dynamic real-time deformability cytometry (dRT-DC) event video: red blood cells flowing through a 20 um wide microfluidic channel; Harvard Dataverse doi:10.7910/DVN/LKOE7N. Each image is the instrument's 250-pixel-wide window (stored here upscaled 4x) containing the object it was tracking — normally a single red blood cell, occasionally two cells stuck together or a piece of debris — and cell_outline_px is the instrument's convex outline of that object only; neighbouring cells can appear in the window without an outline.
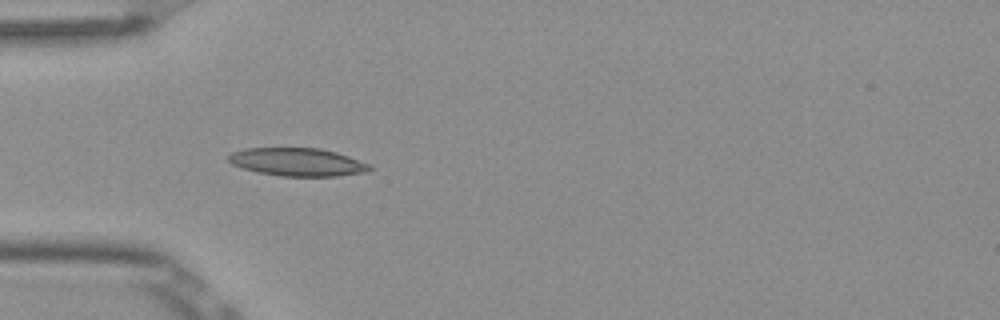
{"species": "Egyptian fruit bat (a non-hibernating species)", "species_latin": "Rousettus aegyptiacus", "temperature_condition": "room temperature", "stored_images_in_passage": 6, "camera_frame_rate_fps": 3000, "um_per_image_px": 0.085, "frame": {"image": 1, "passage_image": 5, "time_ms": 1.333, "image_size_px": [1000, 320], "cell_outline_px": [[372, 168], [368, 172], [336, 176], [280, 176], [256, 172], [232, 164], [228, 160], [228, 156], [232, 152], [244, 148], [320, 148], [336, 152], [372, 164]], "centroid_in_image_um": [25.31, 13.77], "position_along_channel_um": 59.7, "area_um2": 23.18}}
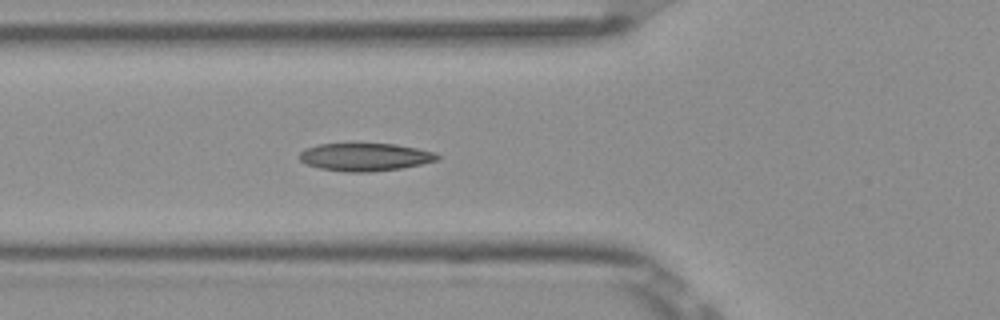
{"frame": {"image": 2, "passage_image": 6, "time_ms": 1.667, "image_size_px": [1000, 320], "cell_outline_px": [[440, 156], [436, 160], [420, 164], [400, 168], [368, 172], [344, 172], [320, 168], [304, 164], [300, 160], [300, 152], [304, 148], [320, 144], [396, 144], [436, 152]], "centroid_in_image_um": [30.99, 13.34], "position_along_channel_um": 94.8, "area_um2": 22.25}}